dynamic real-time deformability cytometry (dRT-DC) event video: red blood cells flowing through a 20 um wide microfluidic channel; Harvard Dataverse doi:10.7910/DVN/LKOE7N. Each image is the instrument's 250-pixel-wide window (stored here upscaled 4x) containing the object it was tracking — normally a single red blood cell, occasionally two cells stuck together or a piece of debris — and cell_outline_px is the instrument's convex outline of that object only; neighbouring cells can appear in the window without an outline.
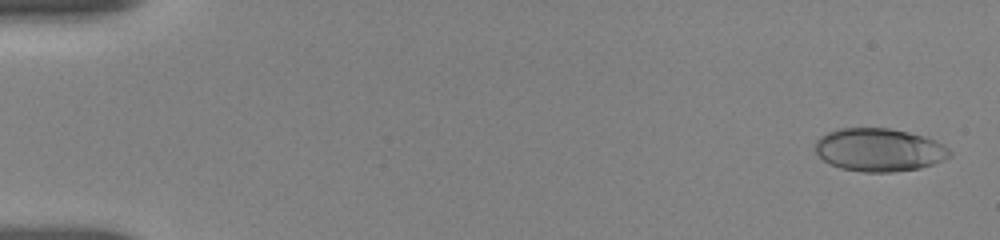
{"species": "human", "species_latin": "Homo sapiens", "temperature_condition": "room temperature", "stored_images_in_passage": 55, "camera_frame_rate_fps": 3000, "um_per_image_px": 0.085, "donor": {"sex": "female"}, "frame": {"image": 1, "passage_image": 2, "time_ms": 0.333, "image_size_px": [1000, 240], "cell_outline_px": [[952, 156], [944, 160], [920, 168], [892, 172], [864, 172], [840, 168], [828, 164], [816, 152], [816, 140], [820, 136], [836, 128], [888, 128], [908, 132], [924, 136], [936, 140], [944, 144], [952, 152]], "centroid_in_image_um": [74.74, 12.73], "position_along_channel_um": 10.3, "area_um2": 33.99}}
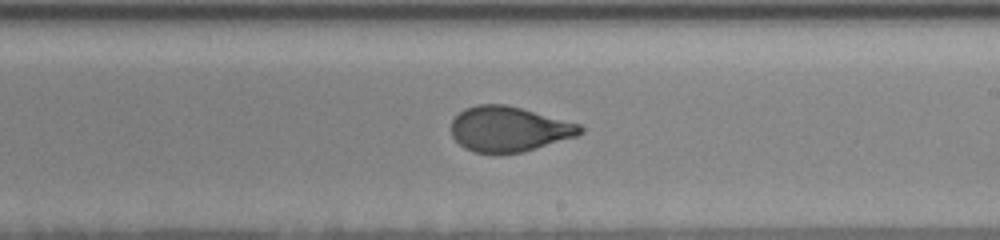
{"frame": {"image": 2, "passage_image": 33, "time_ms": 10.667, "image_size_px": [1000, 240], "cell_outline_px": [[584, 132], [576, 136], [524, 152], [492, 156], [472, 152], [464, 148], [452, 136], [452, 120], [464, 108], [476, 104], [504, 104], [520, 108], [580, 124], [584, 128]], "centroid_in_image_um": [43.23, 11.01], "position_along_channel_um": 245.8, "area_um2": 34.39}}
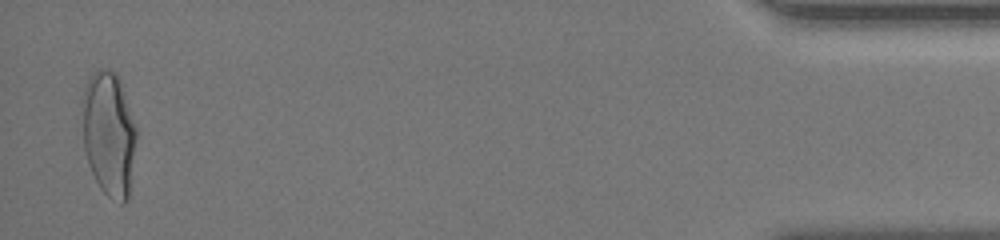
{"frame": {"image": 3, "passage_image": 54, "time_ms": 17.667, "image_size_px": [1000, 240], "cell_outline_px": [[136, 140], [128, 200], [124, 204], [120, 204], [108, 196], [100, 188], [88, 164], [84, 148], [80, 100], [84, 88], [88, 80], [96, 68], [104, 68], [120, 76], [136, 128]], "centroid_in_image_um": [9.23, 11.34], "position_along_channel_um": 426.0, "area_um2": 39.88}, "authors_computed_cell_mechanics": {"area_um2": 34.5644, "velocity_mm_per_s": 3.6836, "shape_relaxation_time_tau1_ms": 5.1995, "shape_relaxation_time_tau2_ms": null, "deformation_change_tau1": 0.193, "deformation_change_tau2": null}}